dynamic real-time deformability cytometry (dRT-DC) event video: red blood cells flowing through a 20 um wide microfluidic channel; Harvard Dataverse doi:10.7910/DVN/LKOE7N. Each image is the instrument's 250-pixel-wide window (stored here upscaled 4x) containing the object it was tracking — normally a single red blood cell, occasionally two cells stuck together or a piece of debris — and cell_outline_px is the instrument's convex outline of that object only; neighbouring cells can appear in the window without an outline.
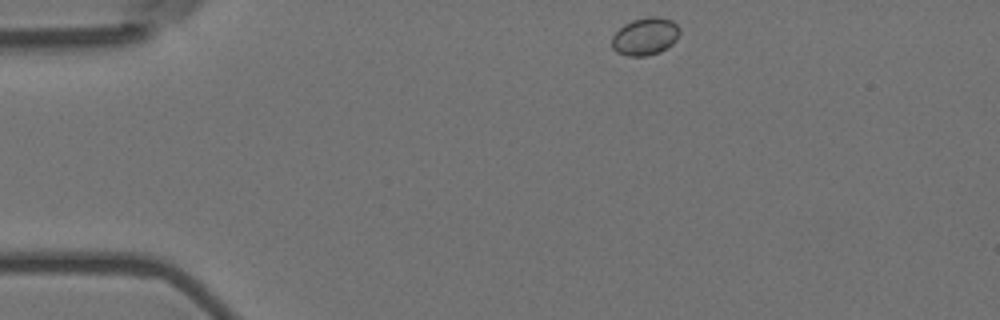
{"species": "Egyptian fruit bat (a non-hibernating species)", "species_latin": "Rousettus aegyptiacus", "temperature_condition": "room temperature", "stored_images_in_passage": 5, "camera_frame_rate_fps": 3000, "um_per_image_px": 0.085, "animal": {"sex": "female"}, "frame": {"image": 1, "passage_image": 1, "time_ms": 0.0, "image_size_px": [1000, 320], "cell_outline_px": [[680, 32], [676, 40], [668, 48], [660, 52], [644, 56], [628, 56], [616, 52], [612, 48], [612, 36], [624, 24], [632, 20], [648, 16], [656, 16], [672, 20], [680, 28]], "centroid_in_image_um": [54.85, 3.09], "position_along_channel_um": 30.2, "area_um2": 14.97}}
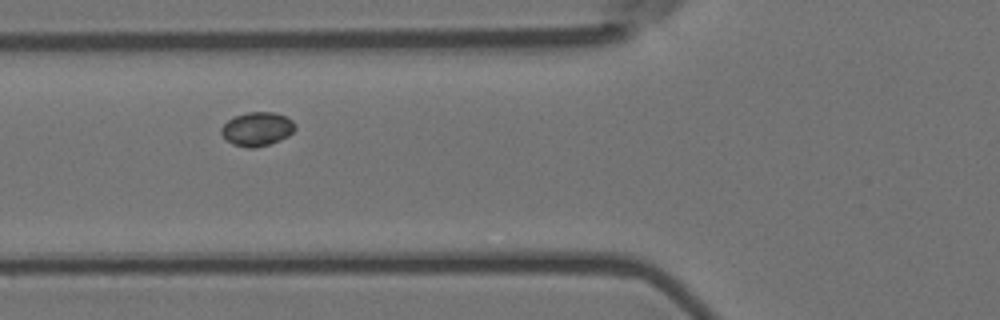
{"frame": {"image": 2, "passage_image": 4, "time_ms": 1.0, "image_size_px": [1000, 320], "cell_outline_px": [[296, 128], [288, 136], [280, 140], [256, 148], [248, 148], [232, 144], [220, 132], [220, 128], [228, 120], [236, 116], [248, 112], [272, 112], [284, 116], [292, 120], [296, 124]], "centroid_in_image_um": [21.86, 10.97], "position_along_channel_um": 103.9, "area_um2": 14.45}}
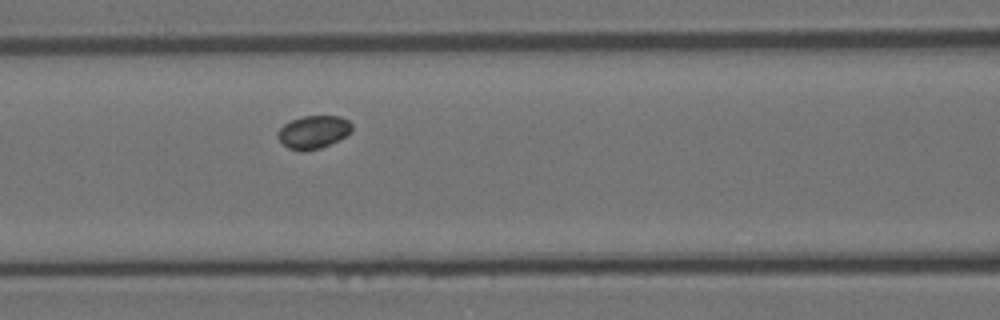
{"frame": {"image": 3, "passage_image": 5, "time_ms": 1.333, "image_size_px": [1000, 320], "cell_outline_px": [[352, 128], [340, 140], [320, 148], [304, 152], [300, 152], [288, 148], [276, 136], [276, 132], [284, 124], [292, 120], [304, 116], [340, 116], [348, 120], [352, 124]], "centroid_in_image_um": [26.61, 11.23], "position_along_channel_um": 140.0, "area_um2": 14.28}}